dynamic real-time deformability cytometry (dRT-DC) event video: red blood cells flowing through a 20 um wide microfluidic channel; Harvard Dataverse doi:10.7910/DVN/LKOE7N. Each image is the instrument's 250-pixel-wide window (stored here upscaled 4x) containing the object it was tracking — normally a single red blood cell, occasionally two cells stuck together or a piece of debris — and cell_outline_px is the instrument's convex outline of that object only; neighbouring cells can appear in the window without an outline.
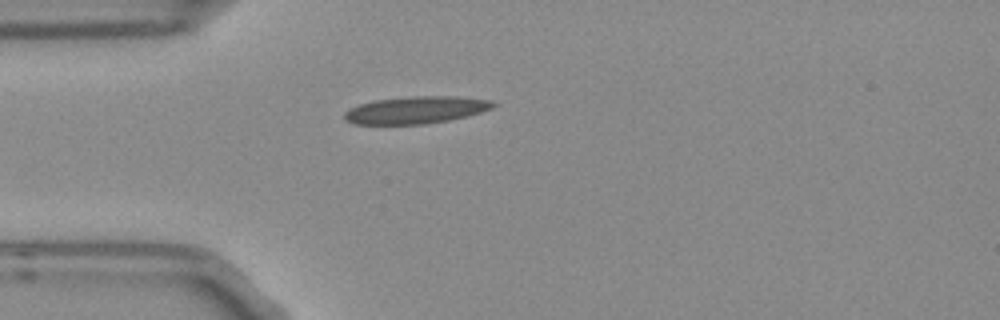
{"species": "Egyptian fruit bat (a non-hibernating species)", "species_latin": "Rousettus aegyptiacus", "temperature_condition": "room temperature", "stored_images_in_passage": 1, "camera_frame_rate_fps": 3000, "um_per_image_px": 0.085, "frame": {"image": 1, "passage_image": 1, "time_ms": 0.0, "image_size_px": [1000, 320], "cell_outline_px": [[500, 104], [492, 108], [468, 116], [448, 120], [424, 124], [352, 124], [344, 120], [344, 112], [360, 104], [372, 100], [408, 96], [456, 96], [492, 100]], "centroid_in_image_um": [35.37, 9.34], "position_along_channel_um": 49.6, "area_um2": 23.81}}